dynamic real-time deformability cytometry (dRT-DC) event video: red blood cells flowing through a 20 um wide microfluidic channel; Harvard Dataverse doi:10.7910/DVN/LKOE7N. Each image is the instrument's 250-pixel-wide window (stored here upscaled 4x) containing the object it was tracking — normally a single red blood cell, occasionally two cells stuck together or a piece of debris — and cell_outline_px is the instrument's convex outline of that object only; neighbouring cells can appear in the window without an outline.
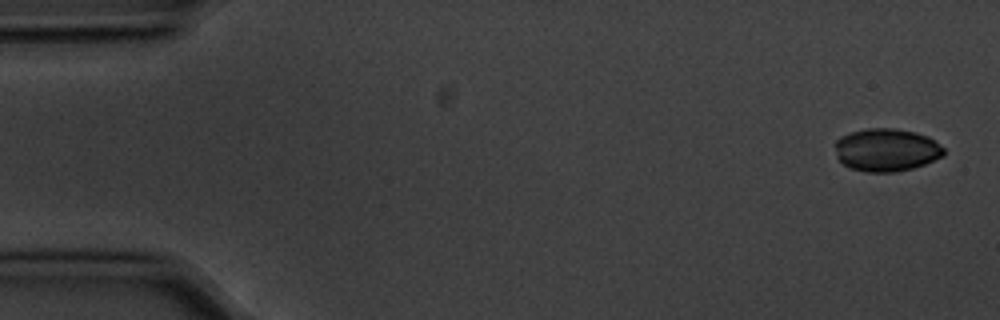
{"species": "common noctule bat (a hibernating species)", "species_latin": "Nyctalus noctula", "temperature_condition": "cold", "stored_images_in_passage": 5, "segment_of_instrument_passage": [2, 2], "camera_frame_rate_fps": 3000, "um_per_image_px": 0.085, "animal": {"sex": "male", "body_mass_g": 20.1, "forearm_length_mm": 53.5}, "frame": {"image": 1, "passage_image": 5, "time_ms": 1.333, "image_size_px": [1000, 320], "cell_outline_px": [[944, 156], [924, 164], [912, 168], [896, 172], [868, 172], [852, 168], [844, 164], [836, 156], [836, 140], [840, 136], [852, 132], [868, 128], [892, 128], [916, 132], [928, 136], [944, 148]], "centroid_in_image_um": [75.36, 12.74], "position_along_channel_um": 9.6, "area_um2": 27.05}}